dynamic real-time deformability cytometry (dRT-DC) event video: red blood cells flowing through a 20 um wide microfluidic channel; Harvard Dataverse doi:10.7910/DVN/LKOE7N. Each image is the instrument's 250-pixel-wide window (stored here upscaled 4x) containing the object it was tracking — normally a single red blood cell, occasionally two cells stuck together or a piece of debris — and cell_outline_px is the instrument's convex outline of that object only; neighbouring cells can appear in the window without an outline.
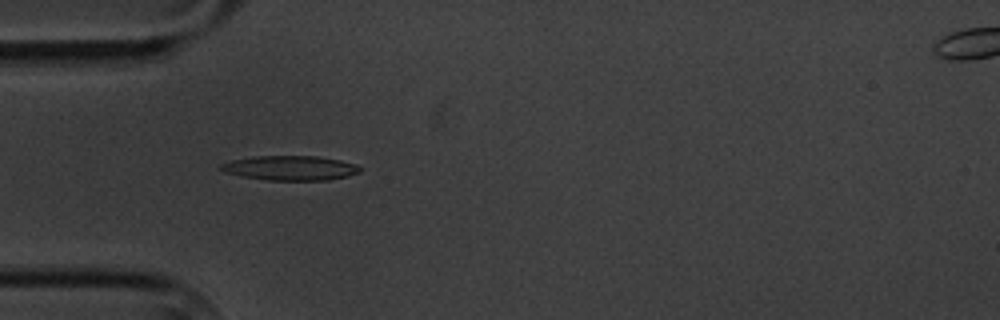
{"species": "common noctule bat (a hibernating species)", "species_latin": "Nyctalus noctula", "temperature_condition": "cold", "stored_images_in_passage": 6, "camera_frame_rate_fps": 3000, "um_per_image_px": 0.085, "animal": {"sex": "male", "body_mass_g": 20.1, "forearm_length_mm": 53.5}, "frame": {"image": 1, "passage_image": 5, "time_ms": 4.667, "image_size_px": [1000, 320], "cell_outline_px": [[364, 168], [360, 172], [348, 176], [328, 180], [268, 180], [244, 176], [224, 172], [220, 168], [220, 164], [232, 160], [252, 156], [316, 156], [340, 160], [356, 164]], "centroid_in_image_um": [24.72, 14.27], "position_along_channel_um": 60.3, "area_um2": 19.94}}
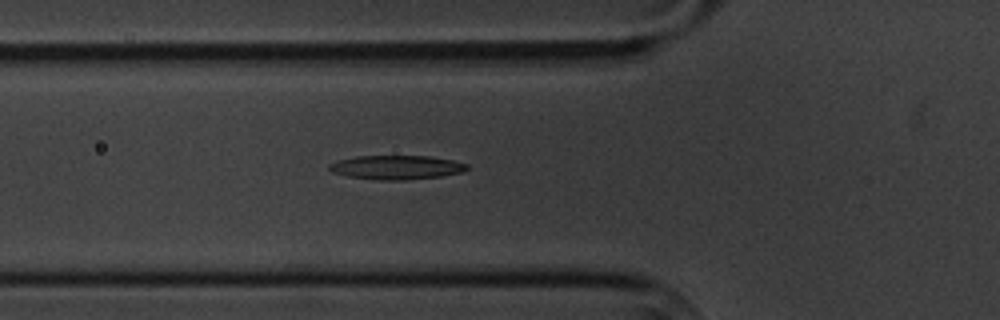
{"frame": {"image": 2, "passage_image": 6, "time_ms": 5.667, "image_size_px": [1000, 320], "cell_outline_px": [[468, 168], [464, 172], [440, 176], [404, 180], [376, 180], [348, 176], [332, 172], [328, 168], [328, 164], [336, 160], [356, 156], [428, 156], [452, 160], [468, 164]], "centroid_in_image_um": [33.67, 14.22], "position_along_channel_um": 92.1, "area_um2": 19.36}}